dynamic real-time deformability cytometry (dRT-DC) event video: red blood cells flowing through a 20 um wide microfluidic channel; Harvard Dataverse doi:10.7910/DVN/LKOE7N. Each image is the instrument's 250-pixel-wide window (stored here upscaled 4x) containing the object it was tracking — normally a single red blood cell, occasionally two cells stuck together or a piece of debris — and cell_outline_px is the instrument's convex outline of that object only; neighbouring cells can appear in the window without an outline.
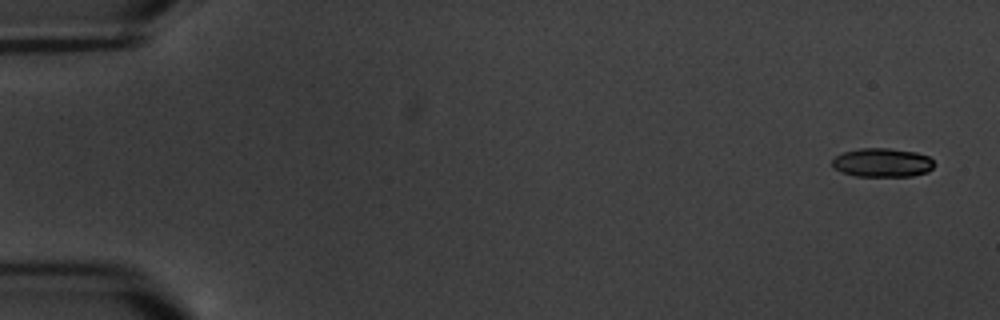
{"species": "common noctule bat (a hibernating species)", "species_latin": "Nyctalus noctula", "temperature_condition": "warm", "stored_images_in_passage": 5, "camera_frame_rate_fps": 3000, "um_per_image_px": 0.085, "animal": {"sex": "male", "body_mass_g": 20.1, "forearm_length_mm": 53.5}, "frame": {"image": 1, "passage_image": 1, "time_ms": 0.0, "image_size_px": [1000, 320], "cell_outline_px": [[936, 164], [928, 172], [912, 176], [856, 176], [840, 172], [832, 164], [832, 160], [836, 156], [844, 152], [860, 148], [888, 148], [916, 152], [928, 156]], "centroid_in_image_um": [75.02, 13.82], "position_along_channel_um": 10.0, "area_um2": 17.17}}
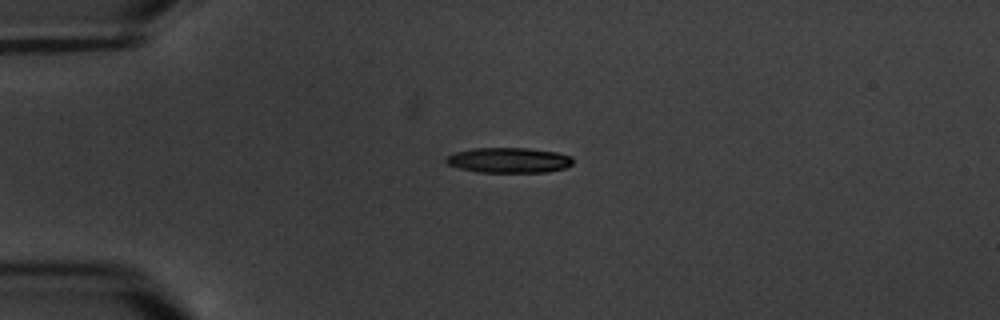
{"frame": {"image": 2, "passage_image": 4, "time_ms": 4.333, "image_size_px": [1000, 320], "cell_outline_px": [[572, 164], [564, 168], [548, 172], [476, 172], [460, 168], [448, 164], [444, 160], [448, 156], [456, 152], [476, 148], [528, 148], [556, 152], [572, 156]], "centroid_in_image_um": [43.27, 13.62], "position_along_channel_um": 41.7, "area_um2": 18.55}}